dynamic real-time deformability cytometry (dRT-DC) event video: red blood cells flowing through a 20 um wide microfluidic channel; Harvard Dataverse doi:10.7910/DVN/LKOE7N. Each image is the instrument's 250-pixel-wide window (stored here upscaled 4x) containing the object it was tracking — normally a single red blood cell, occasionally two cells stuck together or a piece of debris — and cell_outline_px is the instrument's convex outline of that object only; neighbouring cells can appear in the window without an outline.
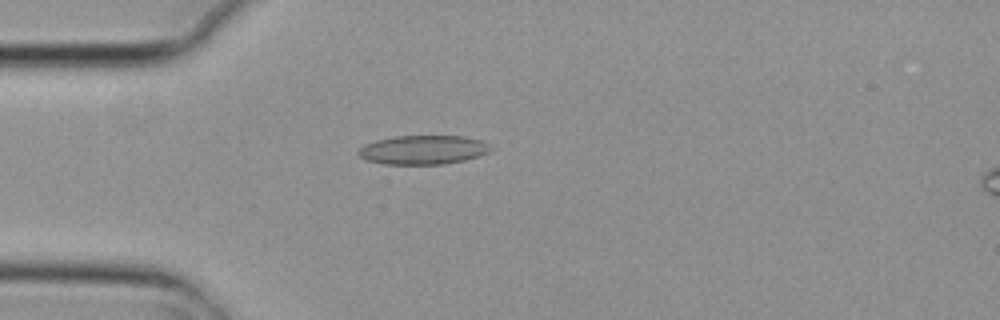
{"species": "common noctule bat (a hibernating species)", "species_latin": "Nyctalus noctula", "temperature_condition": "cold", "stored_images_in_passage": 1, "camera_frame_rate_fps": 3000, "um_per_image_px": 0.085, "animal": {"sex": "female", "body_mass_g": 29.2, "forearm_length_mm": 56.3}, "frame": {"image": 1, "passage_image": 1, "time_ms": 0.0, "image_size_px": [1000, 320], "cell_outline_px": [[496, 148], [480, 156], [464, 160], [444, 164], [384, 164], [368, 160], [360, 156], [356, 152], [364, 144], [376, 140], [396, 136], [464, 136], [480, 140]], "centroid_in_image_um": [35.99, 12.73], "position_along_channel_um": 49.0, "area_um2": 22.43}}